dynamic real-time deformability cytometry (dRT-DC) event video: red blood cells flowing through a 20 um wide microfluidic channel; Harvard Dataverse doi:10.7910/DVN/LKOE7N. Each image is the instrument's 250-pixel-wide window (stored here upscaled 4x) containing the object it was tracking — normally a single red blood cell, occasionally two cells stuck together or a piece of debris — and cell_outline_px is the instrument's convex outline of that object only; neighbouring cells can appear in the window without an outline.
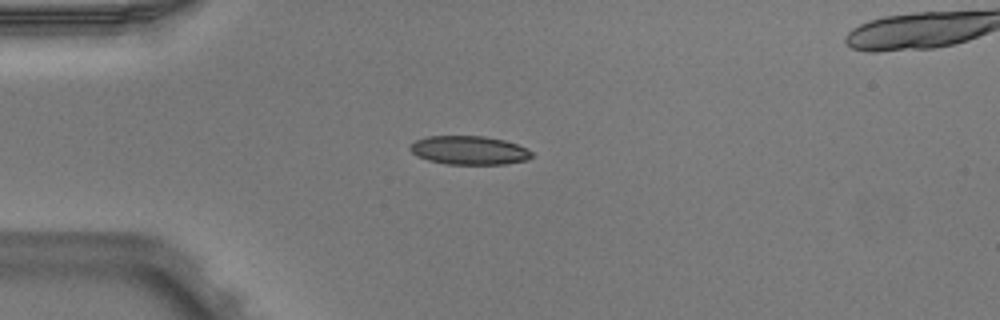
{"species": "Egyptian fruit bat (a non-hibernating species)", "species_latin": "Rousettus aegyptiacus", "temperature_condition": "warm", "stored_images_in_passage": 4, "camera_frame_rate_fps": 3000, "um_per_image_px": 0.085, "animal": {"sex": "male"}, "frame": {"image": 1, "passage_image": 3, "time_ms": 0.667, "image_size_px": [1000, 320], "cell_outline_px": [[532, 156], [528, 160], [504, 164], [448, 164], [428, 160], [412, 152], [408, 148], [408, 144], [416, 140], [428, 136], [484, 136], [504, 140], [516, 144], [532, 152]], "centroid_in_image_um": [39.86, 12.77], "position_along_channel_um": 45.1, "area_um2": 20.23}}